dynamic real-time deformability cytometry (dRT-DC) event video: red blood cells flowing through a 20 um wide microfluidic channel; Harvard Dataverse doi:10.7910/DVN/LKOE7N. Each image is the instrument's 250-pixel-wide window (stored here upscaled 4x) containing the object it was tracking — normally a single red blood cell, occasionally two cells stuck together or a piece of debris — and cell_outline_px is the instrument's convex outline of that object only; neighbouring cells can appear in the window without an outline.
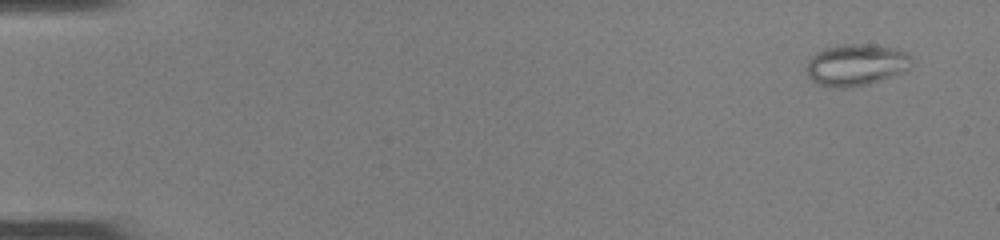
{"species": "common noctule bat (a hibernating species)", "species_latin": "Nyctalus noctula", "temperature_condition": "room temperature", "stored_images_in_passage": 50, "camera_frame_rate_fps": 3000, "um_per_image_px": 0.085, "animal": {"sex": "female", "body_mass_g": 22.0, "forearm_length_mm": 56.7}, "frame": {"image": 1, "passage_image": 3, "time_ms": 0.667, "image_size_px": [1000, 240], "cell_outline_px": [[912, 68], [904, 72], [868, 84], [844, 88], [820, 84], [812, 80], [808, 76], [808, 60], [816, 52], [824, 48], [844, 44], [868, 44], [892, 48], [908, 52], [912, 56]], "centroid_in_image_um": [72.83, 5.5], "position_along_channel_um": 12.2, "area_um2": 25.43}}
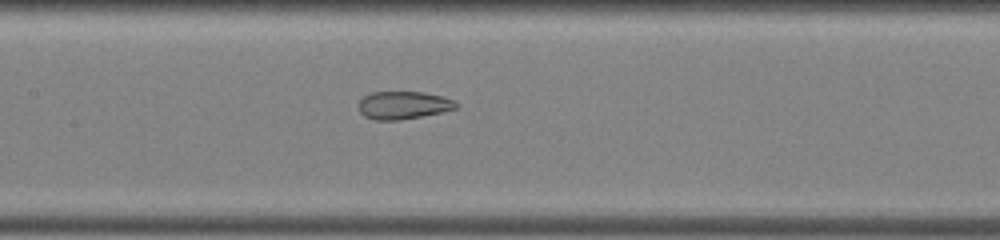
{"frame": {"image": 2, "passage_image": 25, "time_ms": 8.0, "image_size_px": [1000, 240], "cell_outline_px": [[460, 104], [456, 108], [440, 112], [400, 120], [376, 120], [364, 116], [360, 112], [356, 104], [364, 96], [372, 92], [424, 92], [440, 96], [452, 100]], "centroid_in_image_um": [34.23, 8.94], "position_along_channel_um": 173.2, "area_um2": 15.72}}
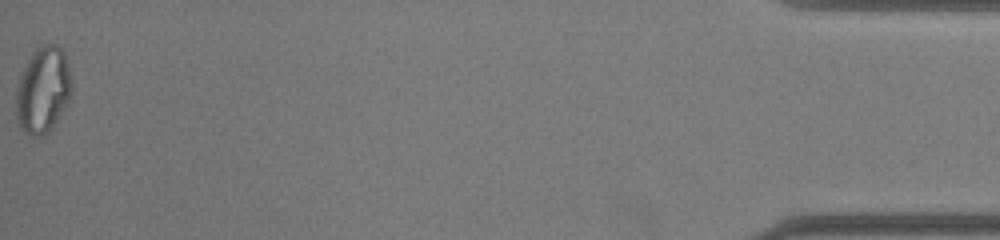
{"frame": {"image": 3, "passage_image": 50, "time_ms": 16.333, "image_size_px": [1000, 240], "cell_outline_px": [[72, 88], [56, 120], [48, 132], [40, 136], [32, 136], [24, 132], [20, 128], [16, 116], [16, 92], [20, 72], [32, 52], [36, 48], [44, 44], [56, 44], [64, 52], [68, 64], [72, 80]], "centroid_in_image_um": [3.61, 7.61], "position_along_channel_um": 431.6, "area_um2": 27.74}, "authors_computed_cell_mechanics": {"area_um2": 21.9929, "velocity_mm_per_s": 4.1358, "shape_relaxation_time_tau1_ms": null, "shape_relaxation_time_tau2_ms": 0.8866, "deformation_change_tau1": null, "deformation_change_tau2": 0.0591}}